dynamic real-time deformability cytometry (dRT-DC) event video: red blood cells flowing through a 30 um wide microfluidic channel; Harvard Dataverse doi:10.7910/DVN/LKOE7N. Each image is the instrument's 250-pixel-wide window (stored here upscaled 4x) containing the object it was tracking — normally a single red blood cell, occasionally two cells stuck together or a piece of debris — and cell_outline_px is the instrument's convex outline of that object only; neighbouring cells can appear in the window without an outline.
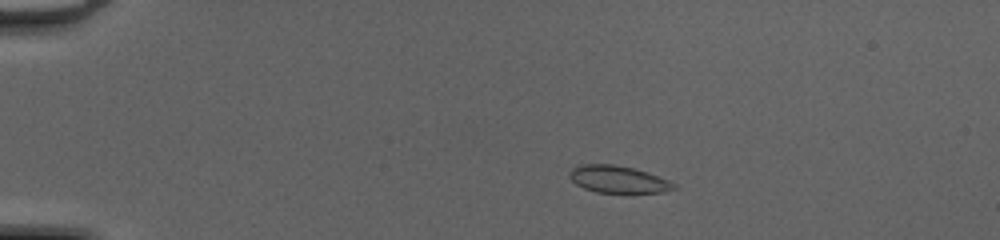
{"species": "common noctule bat (a hibernating species)", "species_latin": "Nyctalus noctula", "temperature_condition": "cold", "stored_images_in_passage": 50, "camera_frame_rate_fps": 3000, "um_per_image_px": 0.085, "animal": {"sex": "female", "body_mass_g": 20.0, "forearm_length_mm": 54.0}, "frame": {"image": 1, "passage_image": 11, "time_ms": 3.333, "image_size_px": [1000, 240], "cell_outline_px": [[676, 188], [664, 192], [596, 192], [584, 188], [576, 184], [568, 176], [568, 172], [572, 168], [580, 164], [612, 164], [632, 168], [668, 180], [676, 184]], "centroid_in_image_um": [52.48, 15.24], "position_along_channel_um": 32.5, "area_um2": 16.24}}
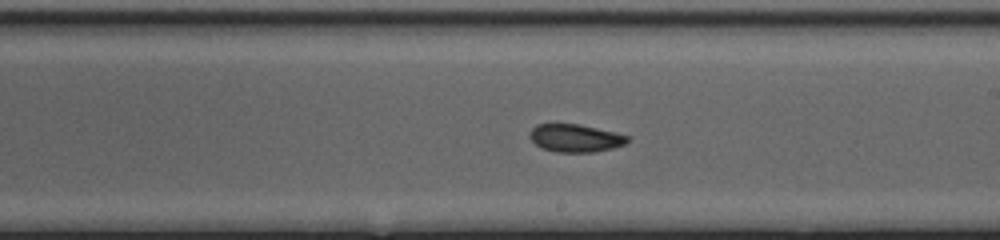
{"frame": {"image": 2, "passage_image": 31, "time_ms": 10.0, "image_size_px": [1000, 240], "cell_outline_px": [[632, 136], [624, 144], [612, 148], [592, 152], [556, 152], [540, 148], [528, 136], [528, 132], [536, 124], [580, 124]], "centroid_in_image_um": [48.88, 11.73], "position_along_channel_um": 240.1, "area_um2": 15.95}}
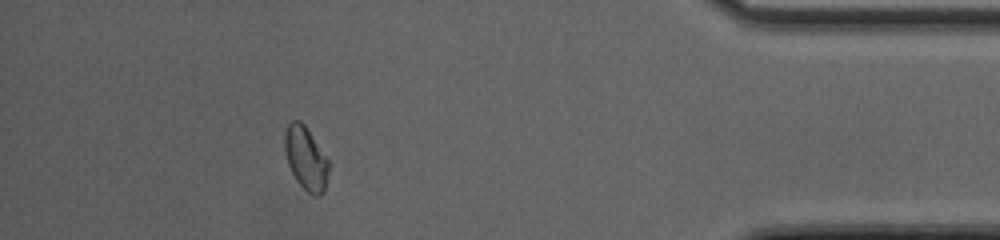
{"frame": {"image": 3, "passage_image": 46, "time_ms": 15.0, "image_size_px": [1000, 240], "cell_outline_px": [[332, 164], [324, 192], [320, 196], [316, 196], [308, 192], [296, 180], [288, 164], [284, 148], [284, 132], [288, 124], [292, 120], [300, 120], [304, 124]], "centroid_in_image_um": [26.03, 13.46], "position_along_channel_um": 409.2, "area_um2": 16.53}, "authors_computed_cell_mechanics": {"area_um2": 16.5308, "velocity_mm_per_s": 4.209, "shape_relaxation_time_tau1_ms": 4.4686, "shape_relaxation_time_tau2_ms": 1.4073, "deformation_change_tau1": 0.1155, "deformation_change_tau2": 0.0578}}